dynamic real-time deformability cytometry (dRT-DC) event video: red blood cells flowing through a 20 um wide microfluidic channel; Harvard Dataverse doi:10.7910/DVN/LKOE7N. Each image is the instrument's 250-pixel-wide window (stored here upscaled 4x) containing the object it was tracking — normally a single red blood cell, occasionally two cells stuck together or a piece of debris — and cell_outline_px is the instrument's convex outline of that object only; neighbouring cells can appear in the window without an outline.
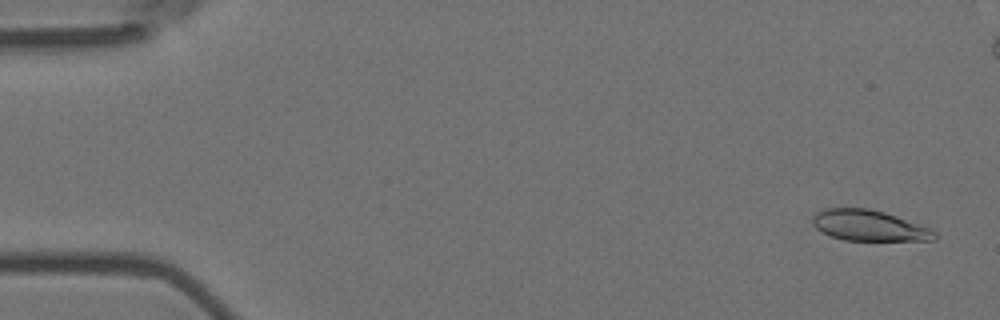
{"species": "Egyptian fruit bat (a non-hibernating species)", "species_latin": "Rousettus aegyptiacus", "temperature_condition": "room temperature", "stored_images_in_passage": 56, "camera_frame_rate_fps": 3000, "um_per_image_px": 0.085, "animal": {"sex": "female"}, "frame": {"image": 1, "passage_image": 3, "time_ms": 0.667, "image_size_px": [1000, 320], "cell_outline_px": [[936, 240], [844, 240], [832, 236], [816, 228], [812, 224], [812, 216], [816, 212], [824, 208], [868, 208], [884, 212], [932, 228], [936, 232]], "centroid_in_image_um": [73.87, 19.16], "position_along_channel_um": 11.1, "area_um2": 21.85}}
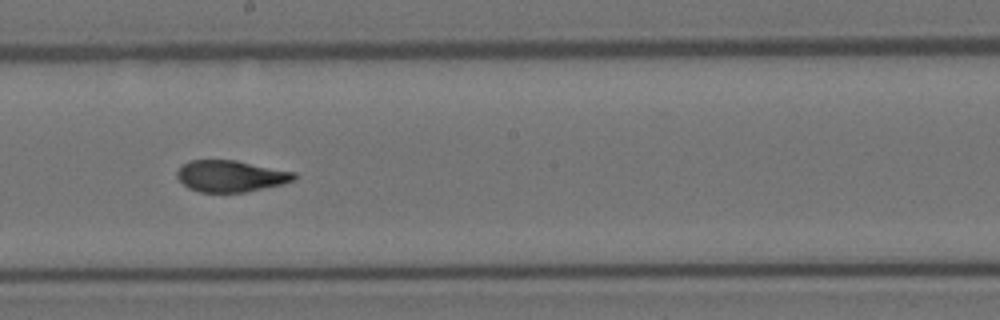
{"frame": {"image": 2, "passage_image": 31, "time_ms": 10.0, "image_size_px": [1000, 320], "cell_outline_px": [[296, 176], [292, 180], [284, 184], [244, 192], [200, 192], [188, 188], [176, 176], [176, 172], [180, 164], [188, 160], [236, 160], [296, 172]], "centroid_in_image_um": [19.58, 14.95], "position_along_channel_um": 228.6, "area_um2": 21.62}}
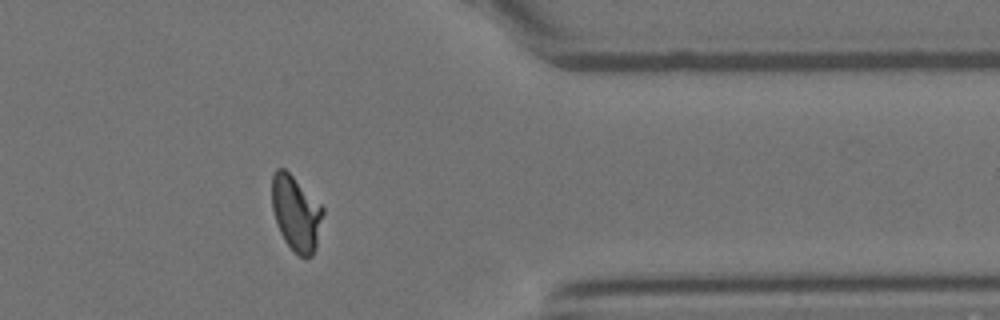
{"frame": {"image": 3, "passage_image": 45, "time_ms": 14.667, "image_size_px": [1000, 320], "cell_outline_px": [[324, 212], [316, 248], [312, 256], [300, 256], [292, 252], [284, 240], [276, 224], [272, 208], [272, 176], [276, 168], [284, 168], [324, 208]], "centroid_in_image_um": [25.15, 18.16], "position_along_channel_um": 386.2, "area_um2": 22.31}, "authors_computed_cell_mechanics": {"area_um2": 22.3397, "velocity_mm_per_s": 3.7112, "shape_relaxation_time_tau1_ms": 5.4315, "shape_relaxation_time_tau2_ms": 1.1439, "deformation_change_tau1": 0.1955, "deformation_change_tau2": 0.0579}}